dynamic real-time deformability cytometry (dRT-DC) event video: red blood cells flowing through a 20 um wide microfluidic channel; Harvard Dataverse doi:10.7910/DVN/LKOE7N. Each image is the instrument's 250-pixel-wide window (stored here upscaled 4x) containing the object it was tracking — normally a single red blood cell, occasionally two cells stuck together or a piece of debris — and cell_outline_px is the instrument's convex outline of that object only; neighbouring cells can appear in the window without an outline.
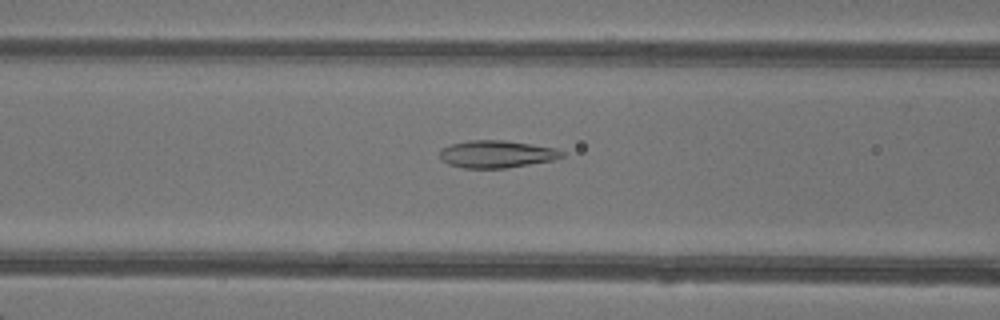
{"species": "common noctule bat (a hibernating species)", "species_latin": "Nyctalus noctula", "temperature_condition": "warm", "stored_images_in_passage": 44, "camera_frame_rate_fps": 3000, "um_per_image_px": 0.085, "animal": {"sex": "female"}, "frame": {"image": 1, "passage_image": 21, "time_ms": 6.667, "image_size_px": [1000, 320], "cell_outline_px": [[564, 156], [552, 160], [504, 168], [464, 168], [448, 164], [440, 160], [440, 148], [452, 144], [468, 140], [504, 140], [532, 144], [556, 148], [564, 152]], "centroid_in_image_um": [42.18, 13.09], "position_along_channel_um": 124.4, "area_um2": 19.48}}
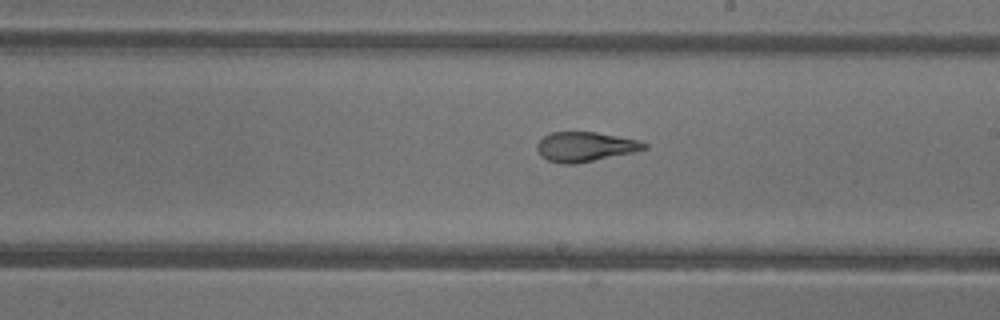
{"frame": {"image": 2, "passage_image": 29, "time_ms": 9.333, "image_size_px": [1000, 320], "cell_outline_px": [[648, 148], [632, 152], [576, 164], [564, 164], [548, 160], [540, 156], [536, 148], [536, 144], [544, 136], [552, 132], [596, 132], [640, 140], [648, 144]], "centroid_in_image_um": [49.73, 12.47], "position_along_channel_um": 239.3, "area_um2": 18.5}}
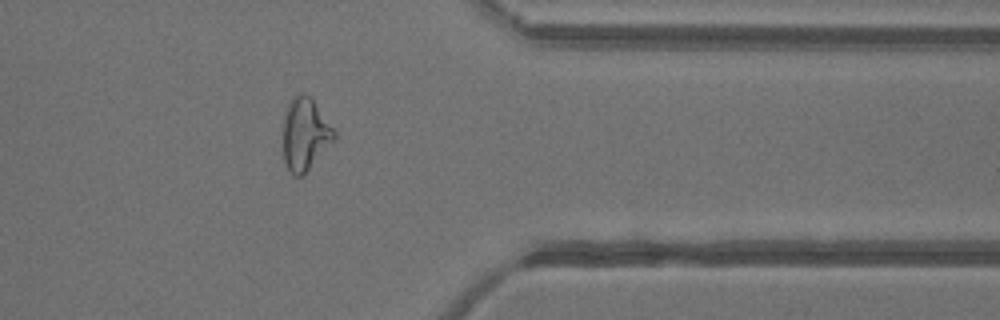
{"frame": {"image": 3, "passage_image": 40, "time_ms": 13.0, "image_size_px": [1000, 320], "cell_outline_px": [[336, 140], [304, 176], [292, 176], [284, 164], [284, 116], [288, 104], [292, 96], [300, 92], [308, 96], [312, 100], [336, 132]], "centroid_in_image_um": [25.94, 11.47], "position_along_channel_um": 385.5, "area_um2": 21.73}}